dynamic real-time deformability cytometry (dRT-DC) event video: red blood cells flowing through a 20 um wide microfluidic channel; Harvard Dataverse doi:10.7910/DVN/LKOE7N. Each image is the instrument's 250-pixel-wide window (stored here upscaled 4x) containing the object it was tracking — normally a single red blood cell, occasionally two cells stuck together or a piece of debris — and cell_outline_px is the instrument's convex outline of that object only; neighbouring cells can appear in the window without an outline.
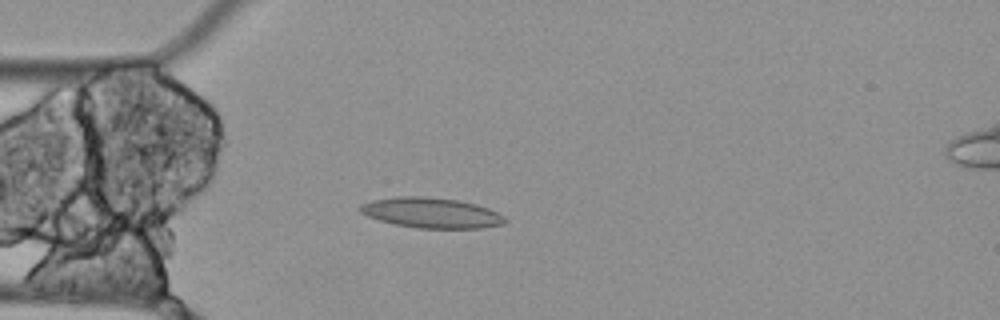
{"species": "Egyptian fruit bat (a non-hibernating species)", "species_latin": "Rousettus aegyptiacus", "temperature_condition": "cold", "stored_images_in_passage": 5, "camera_frame_rate_fps": 3000, "um_per_image_px": 0.085, "animal": {"sex": "female"}, "frame": {"image": 1, "passage_image": 4, "time_ms": 1.0, "image_size_px": [1000, 320], "cell_outline_px": [[508, 220], [504, 224], [480, 228], [416, 228], [396, 224], [380, 220], [368, 216], [360, 212], [360, 204], [372, 200], [396, 196], [424, 196], [456, 200], [476, 204], [488, 208], [504, 216]], "centroid_in_image_um": [36.67, 18.09], "position_along_channel_um": 48.3, "area_um2": 25.49}}